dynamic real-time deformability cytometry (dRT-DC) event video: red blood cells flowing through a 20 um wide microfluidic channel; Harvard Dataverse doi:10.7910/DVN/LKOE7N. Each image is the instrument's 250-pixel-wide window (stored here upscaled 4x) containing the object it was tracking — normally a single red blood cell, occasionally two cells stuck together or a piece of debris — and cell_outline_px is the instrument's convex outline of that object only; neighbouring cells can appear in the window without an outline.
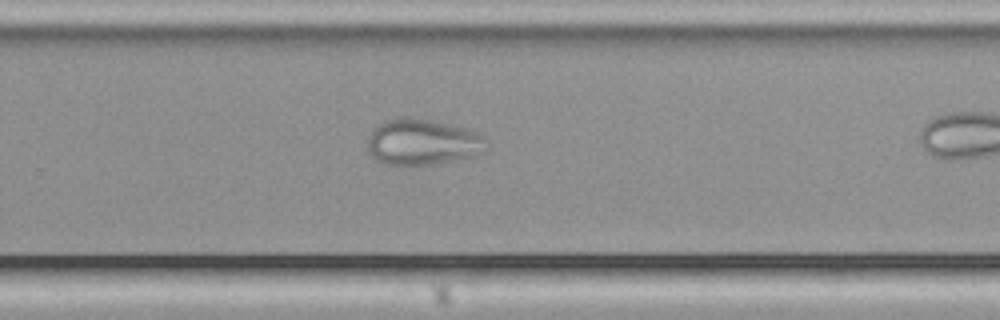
{"species": "common noctule bat (a hibernating species)", "species_latin": "Nyctalus noctula", "temperature_condition": "cold", "stored_images_in_passage": 21, "camera_frame_rate_fps": 3000, "um_per_image_px": 0.085, "animal": {"sex": "male", "body_mass_g": 21.5, "forearm_length_mm": 52.0}, "frame": {"image": 1, "passage_image": 21, "time_ms": 6.667, "image_size_px": [1000, 320], "cell_outline_px": [[488, 152], [476, 156], [432, 164], [400, 168], [384, 164], [376, 160], [368, 152], [368, 136], [372, 128], [384, 120], [400, 116], [408, 116], [432, 120], [448, 124], [476, 132], [484, 136], [488, 140]], "centroid_in_image_um": [35.9, 12.1], "position_along_channel_um": 293.9, "area_um2": 33.06}}